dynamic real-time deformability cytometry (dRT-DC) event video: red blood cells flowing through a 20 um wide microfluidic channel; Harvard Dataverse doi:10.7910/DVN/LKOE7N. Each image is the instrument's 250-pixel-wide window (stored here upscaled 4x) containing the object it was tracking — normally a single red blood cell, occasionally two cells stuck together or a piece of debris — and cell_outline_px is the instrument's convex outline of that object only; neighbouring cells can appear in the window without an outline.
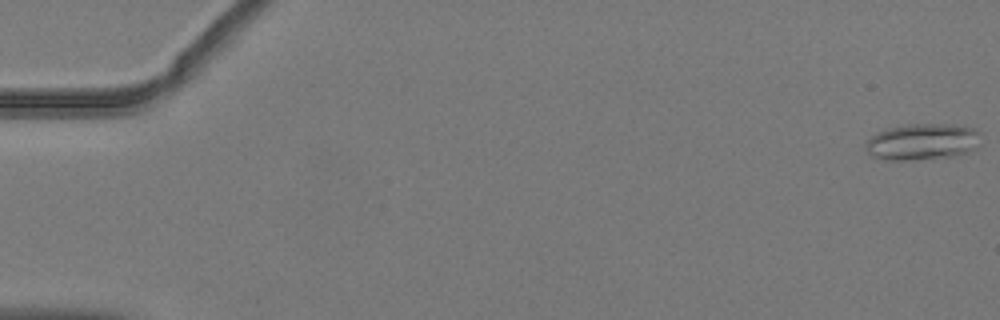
{"species": "common noctule bat (a hibernating species)", "species_latin": "Nyctalus noctula", "temperature_condition": "warm", "stored_images_in_passage": 50, "camera_frame_rate_fps": 3000, "um_per_image_px": 0.085, "animal": {"sex": "male", "body_mass_g": 19.2, "forearm_length_mm": 51.8}, "frame": {"image": 1, "passage_image": 1, "time_ms": 0.0, "image_size_px": [1000, 320], "cell_outline_px": [[980, 144], [968, 152], [952, 156], [904, 160], [884, 160], [872, 156], [868, 152], [864, 144], [872, 136], [888, 128], [908, 124], [956, 124], [972, 128], [980, 132]], "centroid_in_image_um": [78.42, 12.04], "position_along_channel_um": 6.6, "area_um2": 24.33}}
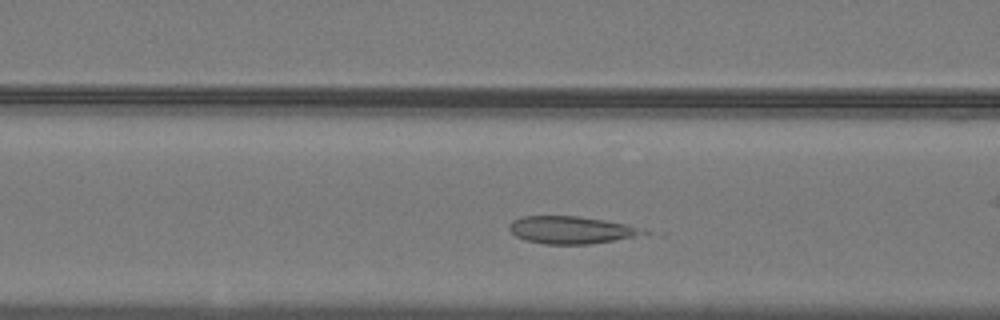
{"frame": {"image": 2, "passage_image": 19, "time_ms": 6.0, "image_size_px": [1000, 320], "cell_outline_px": [[656, 232], [636, 236], [592, 244], [544, 244], [524, 240], [516, 236], [508, 228], [508, 224], [512, 220], [520, 216], [580, 216], [604, 220], [648, 228]], "centroid_in_image_um": [48.61, 19.54], "position_along_channel_um": 118.0, "area_um2": 21.91}}